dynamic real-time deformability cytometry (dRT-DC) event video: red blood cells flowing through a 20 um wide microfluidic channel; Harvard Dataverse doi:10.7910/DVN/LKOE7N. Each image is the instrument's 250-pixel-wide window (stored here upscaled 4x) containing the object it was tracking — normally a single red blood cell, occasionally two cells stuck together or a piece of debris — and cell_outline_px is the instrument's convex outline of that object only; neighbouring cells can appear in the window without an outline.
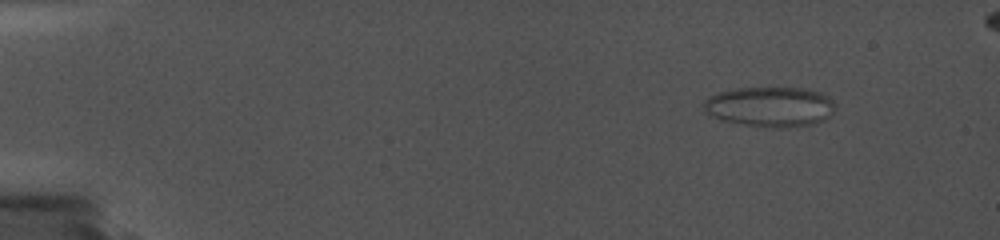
{"species": "common noctule bat (a hibernating species)", "species_latin": "Nyctalus noctula", "temperature_condition": "cold", "stored_images_in_passage": 36, "camera_frame_rate_fps": 5000, "um_per_image_px": 0.085, "animal": {"sex": "female", "body_mass_g": 19.0, "forearm_length_mm": 56.7}, "frame": {"image": 1, "passage_image": 1, "time_ms": 0.0, "image_size_px": [1000, 240], "cell_outline_px": [[836, 108], [824, 120], [812, 124], [788, 128], [772, 128], [740, 124], [720, 120], [704, 112], [704, 100], [708, 96], [720, 92], [736, 88], [804, 88], [820, 92], [828, 96], [836, 104]], "centroid_in_image_um": [65.45, 9.08], "position_along_channel_um": 19.5, "area_um2": 31.04}}
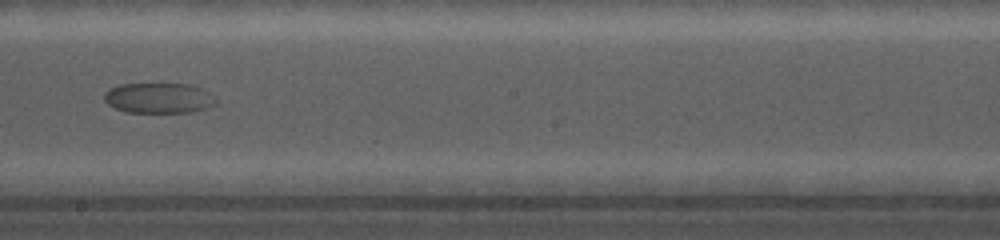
{"frame": {"image": 2, "passage_image": 24, "time_ms": 10.6, "image_size_px": [1000, 240], "cell_outline_px": [[216, 104], [204, 108], [188, 112], [124, 112], [108, 104], [104, 100], [104, 92], [108, 88], [120, 84], [188, 84], [200, 88], [208, 92], [216, 100]], "centroid_in_image_um": [13.43, 8.33], "position_along_channel_um": 234.8, "area_um2": 19.59}}
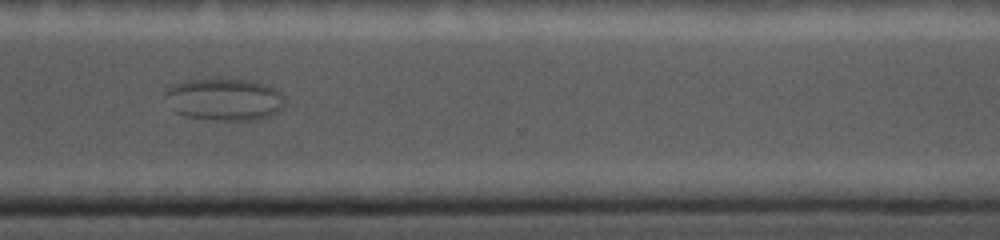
{"frame": {"image": 3, "passage_image": 32, "time_ms": 14.2, "image_size_px": [1000, 240], "cell_outline_px": [[284, 104], [272, 116], [252, 120], [212, 120], [188, 116], [176, 112], [164, 96], [164, 92], [172, 84], [188, 80], [252, 80], [272, 88], [284, 100]], "centroid_in_image_um": [19.02, 8.46], "position_along_channel_um": 351.6, "area_um2": 28.78}}